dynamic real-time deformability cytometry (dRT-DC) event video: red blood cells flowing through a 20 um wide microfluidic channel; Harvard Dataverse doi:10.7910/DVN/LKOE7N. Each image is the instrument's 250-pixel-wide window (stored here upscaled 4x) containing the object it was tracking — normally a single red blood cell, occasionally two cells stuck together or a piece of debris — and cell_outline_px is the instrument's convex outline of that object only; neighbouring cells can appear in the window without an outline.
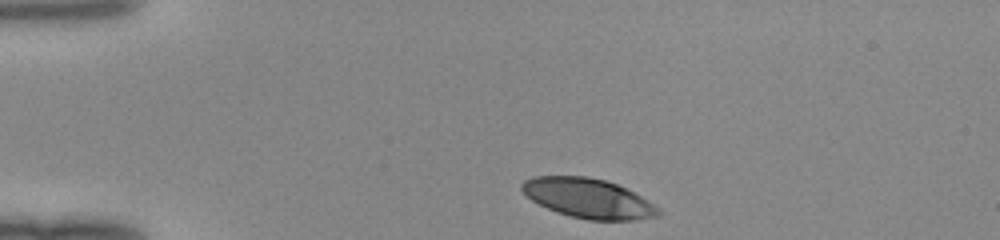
{"species": "human", "species_latin": "Homo sapiens", "temperature_condition": "room temperature", "stored_images_in_passage": 33, "camera_frame_rate_fps": 3000, "um_per_image_px": 0.085, "donor": {"sex": "female"}, "frame": {"image": 1, "passage_image": 1, "time_ms": 0.0, "image_size_px": [1000, 240], "cell_outline_px": [[660, 216], [636, 220], [588, 220], [556, 212], [532, 200], [520, 188], [520, 184], [524, 180], [532, 176], [584, 176], [604, 180], [616, 184], [640, 196], [660, 208]], "centroid_in_image_um": [49.99, 16.86], "position_along_channel_um": 35.0, "area_um2": 31.27}}
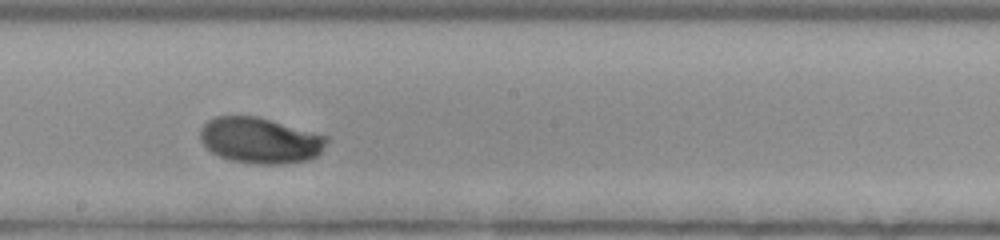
{"frame": {"image": 2, "passage_image": 19, "time_ms": 6.0, "image_size_px": [1000, 240], "cell_outline_px": [[328, 140], [320, 152], [316, 156], [308, 160], [280, 164], [260, 164], [228, 160], [212, 152], [200, 140], [200, 128], [208, 120], [216, 116], [260, 116], [328, 136]], "centroid_in_image_um": [22.11, 11.92], "position_along_channel_um": 226.1, "area_um2": 33.87}}
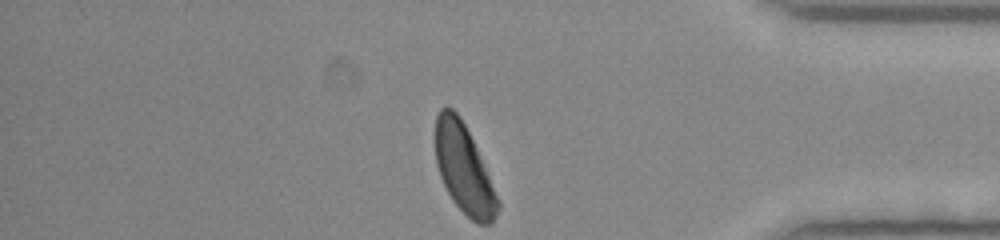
{"frame": {"image": 3, "passage_image": 33, "time_ms": 10.667, "image_size_px": [1000, 240], "cell_outline_px": [[500, 208], [492, 224], [476, 224], [452, 200], [440, 176], [436, 164], [432, 140], [432, 136], [436, 116], [440, 108], [448, 104], [460, 116], [476, 148], [500, 200]], "centroid_in_image_um": [39.38, 14.31], "position_along_channel_um": 395.8, "area_um2": 32.77}}